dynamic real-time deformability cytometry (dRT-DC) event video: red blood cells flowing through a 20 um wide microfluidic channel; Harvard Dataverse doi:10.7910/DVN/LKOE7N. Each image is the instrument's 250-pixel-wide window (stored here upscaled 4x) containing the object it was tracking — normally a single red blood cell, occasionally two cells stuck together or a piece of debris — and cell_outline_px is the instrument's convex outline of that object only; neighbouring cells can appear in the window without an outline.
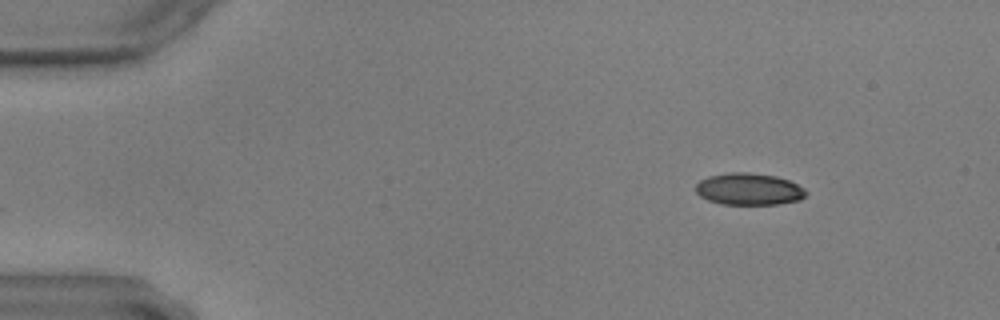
{"species": "common noctule bat (a hibernating species)", "species_latin": "Nyctalus noctula", "temperature_condition": "warm", "stored_images_in_passage": 52, "camera_frame_rate_fps": 3000, "um_per_image_px": 0.085, "animal": {"sex": "male", "body_mass_g": 17.9, "forearm_length_mm": 54.2}, "frame": {"image": 1, "passage_image": 1, "time_ms": 0.0, "image_size_px": [1000, 320], "cell_outline_px": [[808, 192], [800, 200], [780, 204], [720, 204], [708, 200], [700, 196], [696, 192], [696, 184], [700, 180], [708, 176], [728, 172], [748, 172], [776, 176], [788, 180], [804, 188]], "centroid_in_image_um": [63.65, 16.07], "position_along_channel_um": 21.4, "area_um2": 20.58}}
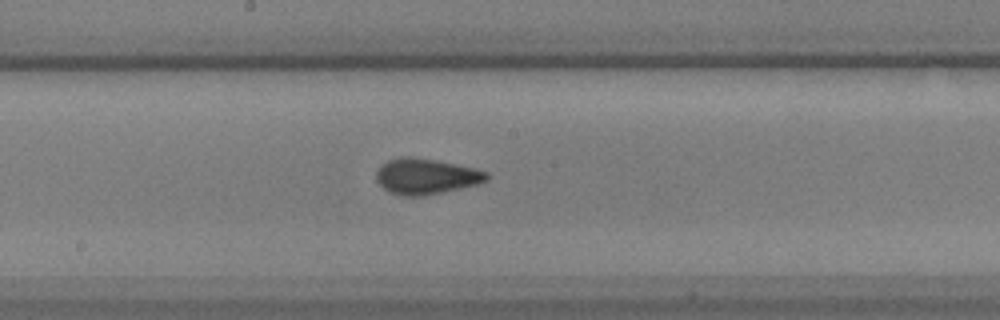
{"frame": {"image": 2, "passage_image": 25, "time_ms": 8.0, "image_size_px": [1000, 320], "cell_outline_px": [[488, 180], [480, 184], [420, 196], [404, 196], [388, 192], [376, 180], [376, 172], [388, 160], [400, 156], [408, 156], [432, 160], [472, 168], [488, 172]], "centroid_in_image_um": [36.19, 15.0], "position_along_channel_um": 212.0, "area_um2": 22.54}}
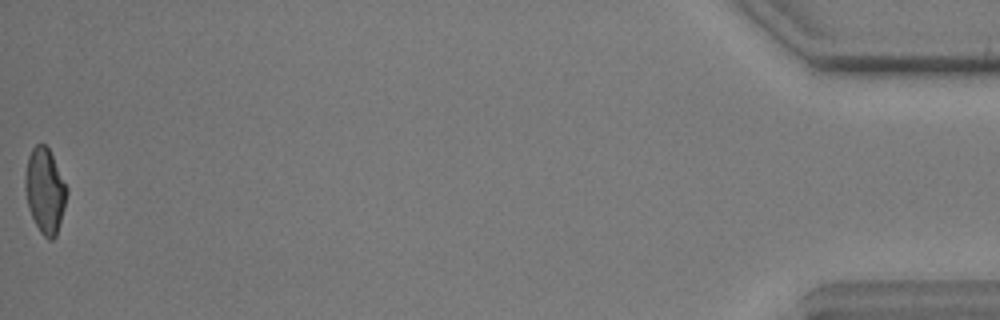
{"frame": {"image": 3, "passage_image": 52, "time_ms": 17.0, "image_size_px": [1000, 320], "cell_outline_px": [[68, 192], [64, 208], [56, 236], [52, 240], [48, 240], [40, 232], [28, 208], [24, 188], [24, 176], [28, 156], [32, 148], [36, 144], [44, 144], [48, 148], [68, 188]], "centroid_in_image_um": [3.81, 16.21], "position_along_channel_um": 431.4, "area_um2": 20.63}}